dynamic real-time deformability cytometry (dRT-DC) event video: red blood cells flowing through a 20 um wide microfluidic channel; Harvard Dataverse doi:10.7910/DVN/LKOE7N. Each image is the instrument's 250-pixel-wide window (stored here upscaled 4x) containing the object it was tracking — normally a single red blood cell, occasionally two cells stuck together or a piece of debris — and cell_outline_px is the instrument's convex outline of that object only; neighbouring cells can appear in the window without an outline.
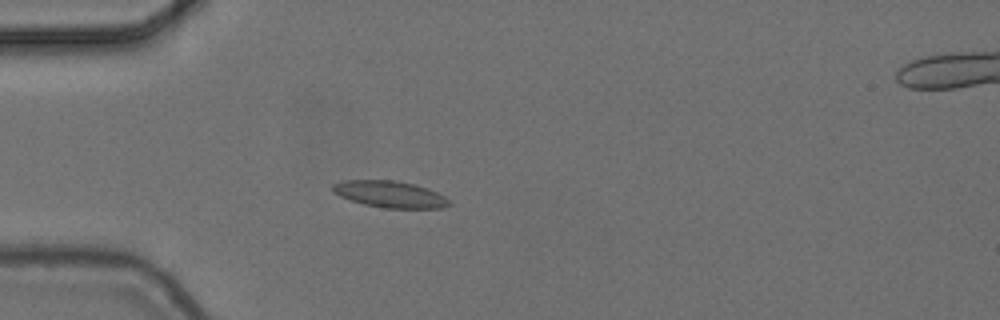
{"species": "common noctule bat (a hibernating species)", "species_latin": "Nyctalus noctula", "temperature_condition": "cold", "stored_images_in_passage": 3, "camera_frame_rate_fps": 3000, "um_per_image_px": 0.085, "animal": {"sex": "female", "body_mass_g": 24.6, "forearm_length_mm": 56.2}, "frame": {"image": 1, "passage_image": 2, "time_ms": 0.333, "image_size_px": [1000, 320], "cell_outline_px": [[452, 204], [444, 208], [384, 208], [364, 204], [340, 196], [332, 192], [332, 184], [344, 180], [392, 180], [412, 184], [428, 188], [444, 196]], "centroid_in_image_um": [33.14, 16.51], "position_along_channel_um": 51.9, "area_um2": 17.98}}